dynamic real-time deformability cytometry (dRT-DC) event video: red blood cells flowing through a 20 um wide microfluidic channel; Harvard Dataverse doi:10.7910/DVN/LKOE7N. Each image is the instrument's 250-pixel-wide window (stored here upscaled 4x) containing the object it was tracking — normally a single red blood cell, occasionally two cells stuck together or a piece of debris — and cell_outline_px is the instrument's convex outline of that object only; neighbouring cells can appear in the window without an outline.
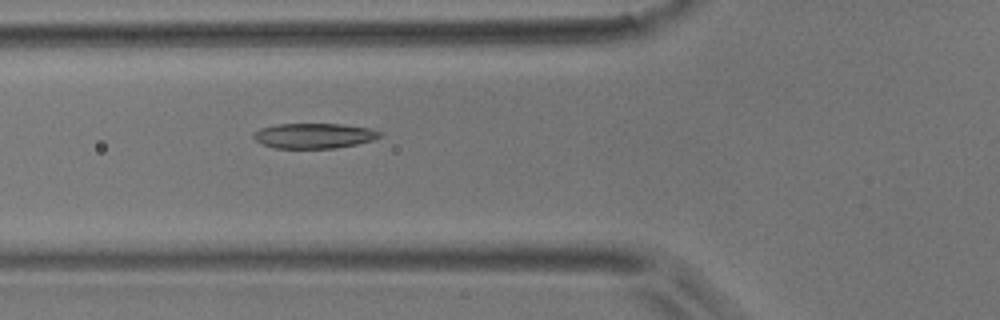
{"species": "common noctule bat (a hibernating species)", "species_latin": "Nyctalus noctula", "temperature_condition": "room temperature", "stored_images_in_passage": 51, "camera_frame_rate_fps": 3000, "um_per_image_px": 0.085, "animal": {"sex": "male", "body_mass_g": 17.9}, "frame": {"image": 1, "passage_image": 18, "time_ms": 5.667, "image_size_px": [1000, 320], "cell_outline_px": [[380, 136], [376, 140], [336, 148], [276, 148], [260, 144], [252, 136], [260, 128], [276, 124], [344, 124], [372, 128], [380, 132]], "centroid_in_image_um": [26.71, 11.54], "position_along_channel_um": 99.1, "area_um2": 18.61}}
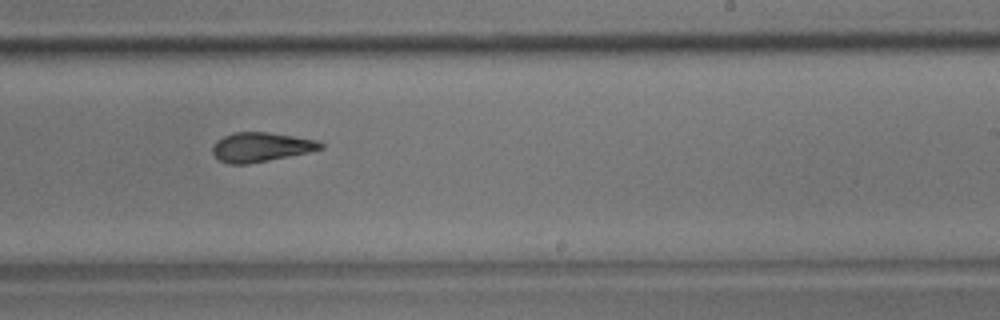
{"frame": {"image": 2, "passage_image": 31, "time_ms": 10.0, "image_size_px": [1000, 320], "cell_outline_px": [[324, 148], [308, 152], [248, 164], [228, 164], [220, 160], [212, 152], [212, 148], [216, 140], [224, 136], [236, 132], [268, 132], [320, 140], [324, 144]], "centroid_in_image_um": [22.2, 12.49], "position_along_channel_um": 266.8, "area_um2": 18.44}}
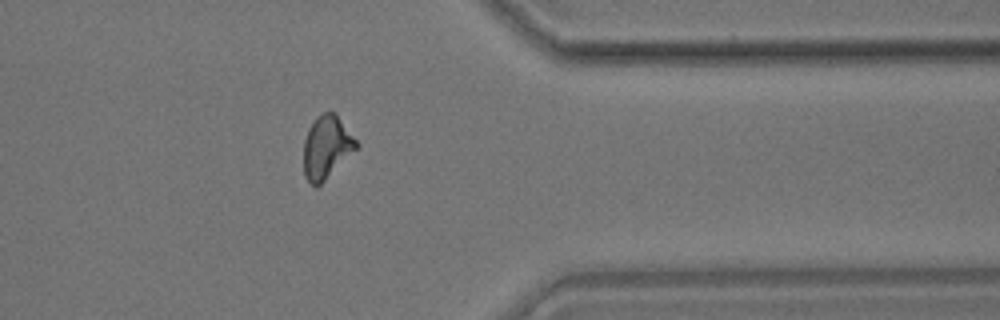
{"frame": {"image": 3, "passage_image": 41, "time_ms": 13.333, "image_size_px": [1000, 320], "cell_outline_px": [[360, 144], [316, 188], [304, 176], [304, 140], [308, 128], [316, 116], [324, 112], [336, 112]], "centroid_in_image_um": [27.75, 12.46], "position_along_channel_um": 383.7, "area_um2": 19.13}, "authors_computed_cell_mechanics": {"area_um2": 19.363, "velocity_mm_per_s": 3.8589, "shape_relaxation_time_tau1_ms": 6.0947, "shape_relaxation_time_tau2_ms": 5.0819, "deformation_change_tau1": 0.1619, "deformation_change_tau2": 0.1221}}